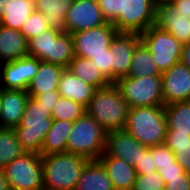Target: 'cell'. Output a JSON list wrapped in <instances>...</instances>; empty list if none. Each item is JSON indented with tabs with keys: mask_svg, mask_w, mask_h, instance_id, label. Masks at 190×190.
Segmentation results:
<instances>
[{
	"mask_svg": "<svg viewBox=\"0 0 190 190\" xmlns=\"http://www.w3.org/2000/svg\"><path fill=\"white\" fill-rule=\"evenodd\" d=\"M107 132L87 113L73 122L66 143V152L89 160H98L105 152Z\"/></svg>",
	"mask_w": 190,
	"mask_h": 190,
	"instance_id": "5",
	"label": "cell"
},
{
	"mask_svg": "<svg viewBox=\"0 0 190 190\" xmlns=\"http://www.w3.org/2000/svg\"><path fill=\"white\" fill-rule=\"evenodd\" d=\"M0 190H11L2 168H0Z\"/></svg>",
	"mask_w": 190,
	"mask_h": 190,
	"instance_id": "46",
	"label": "cell"
},
{
	"mask_svg": "<svg viewBox=\"0 0 190 190\" xmlns=\"http://www.w3.org/2000/svg\"><path fill=\"white\" fill-rule=\"evenodd\" d=\"M138 33L118 32L112 39L111 49V83L129 74L132 56L140 43Z\"/></svg>",
	"mask_w": 190,
	"mask_h": 190,
	"instance_id": "12",
	"label": "cell"
},
{
	"mask_svg": "<svg viewBox=\"0 0 190 190\" xmlns=\"http://www.w3.org/2000/svg\"><path fill=\"white\" fill-rule=\"evenodd\" d=\"M167 129L190 135V101L165 105Z\"/></svg>",
	"mask_w": 190,
	"mask_h": 190,
	"instance_id": "27",
	"label": "cell"
},
{
	"mask_svg": "<svg viewBox=\"0 0 190 190\" xmlns=\"http://www.w3.org/2000/svg\"><path fill=\"white\" fill-rule=\"evenodd\" d=\"M139 35L161 73L180 62L183 45L169 32L152 25Z\"/></svg>",
	"mask_w": 190,
	"mask_h": 190,
	"instance_id": "8",
	"label": "cell"
},
{
	"mask_svg": "<svg viewBox=\"0 0 190 190\" xmlns=\"http://www.w3.org/2000/svg\"><path fill=\"white\" fill-rule=\"evenodd\" d=\"M134 168L136 175H146L150 172L156 171V166L149 148L144 153H141V157Z\"/></svg>",
	"mask_w": 190,
	"mask_h": 190,
	"instance_id": "39",
	"label": "cell"
},
{
	"mask_svg": "<svg viewBox=\"0 0 190 190\" xmlns=\"http://www.w3.org/2000/svg\"><path fill=\"white\" fill-rule=\"evenodd\" d=\"M65 68L48 62H40L37 74L28 87L29 96L43 94L52 90H58L61 73Z\"/></svg>",
	"mask_w": 190,
	"mask_h": 190,
	"instance_id": "22",
	"label": "cell"
},
{
	"mask_svg": "<svg viewBox=\"0 0 190 190\" xmlns=\"http://www.w3.org/2000/svg\"><path fill=\"white\" fill-rule=\"evenodd\" d=\"M95 91V87L81 81L68 71L67 68L61 73L58 85V93L61 97L81 103L87 107Z\"/></svg>",
	"mask_w": 190,
	"mask_h": 190,
	"instance_id": "20",
	"label": "cell"
},
{
	"mask_svg": "<svg viewBox=\"0 0 190 190\" xmlns=\"http://www.w3.org/2000/svg\"><path fill=\"white\" fill-rule=\"evenodd\" d=\"M67 70L81 81L92 85L96 89L104 88L111 84L89 58L74 56L69 63Z\"/></svg>",
	"mask_w": 190,
	"mask_h": 190,
	"instance_id": "26",
	"label": "cell"
},
{
	"mask_svg": "<svg viewBox=\"0 0 190 190\" xmlns=\"http://www.w3.org/2000/svg\"><path fill=\"white\" fill-rule=\"evenodd\" d=\"M61 31L49 27L41 34L28 40V56L39 61L52 63L53 42Z\"/></svg>",
	"mask_w": 190,
	"mask_h": 190,
	"instance_id": "28",
	"label": "cell"
},
{
	"mask_svg": "<svg viewBox=\"0 0 190 190\" xmlns=\"http://www.w3.org/2000/svg\"><path fill=\"white\" fill-rule=\"evenodd\" d=\"M175 155L176 161L190 174V142L184 145H166Z\"/></svg>",
	"mask_w": 190,
	"mask_h": 190,
	"instance_id": "37",
	"label": "cell"
},
{
	"mask_svg": "<svg viewBox=\"0 0 190 190\" xmlns=\"http://www.w3.org/2000/svg\"><path fill=\"white\" fill-rule=\"evenodd\" d=\"M118 30L111 22L99 27L72 33L74 56L82 58H93L110 48L112 39Z\"/></svg>",
	"mask_w": 190,
	"mask_h": 190,
	"instance_id": "10",
	"label": "cell"
},
{
	"mask_svg": "<svg viewBox=\"0 0 190 190\" xmlns=\"http://www.w3.org/2000/svg\"><path fill=\"white\" fill-rule=\"evenodd\" d=\"M28 98L26 90L1 89L0 128H14L19 124Z\"/></svg>",
	"mask_w": 190,
	"mask_h": 190,
	"instance_id": "17",
	"label": "cell"
},
{
	"mask_svg": "<svg viewBox=\"0 0 190 190\" xmlns=\"http://www.w3.org/2000/svg\"><path fill=\"white\" fill-rule=\"evenodd\" d=\"M25 150L17 140L13 128H0V168L23 155Z\"/></svg>",
	"mask_w": 190,
	"mask_h": 190,
	"instance_id": "30",
	"label": "cell"
},
{
	"mask_svg": "<svg viewBox=\"0 0 190 190\" xmlns=\"http://www.w3.org/2000/svg\"><path fill=\"white\" fill-rule=\"evenodd\" d=\"M65 18L66 32L70 34L107 23L96 0H74Z\"/></svg>",
	"mask_w": 190,
	"mask_h": 190,
	"instance_id": "13",
	"label": "cell"
},
{
	"mask_svg": "<svg viewBox=\"0 0 190 190\" xmlns=\"http://www.w3.org/2000/svg\"><path fill=\"white\" fill-rule=\"evenodd\" d=\"M147 149L148 147L141 144L123 129L107 132L105 152L101 156L117 157L135 167L141 153H144Z\"/></svg>",
	"mask_w": 190,
	"mask_h": 190,
	"instance_id": "15",
	"label": "cell"
},
{
	"mask_svg": "<svg viewBox=\"0 0 190 190\" xmlns=\"http://www.w3.org/2000/svg\"><path fill=\"white\" fill-rule=\"evenodd\" d=\"M74 190H114L107 171L99 160H89Z\"/></svg>",
	"mask_w": 190,
	"mask_h": 190,
	"instance_id": "23",
	"label": "cell"
},
{
	"mask_svg": "<svg viewBox=\"0 0 190 190\" xmlns=\"http://www.w3.org/2000/svg\"><path fill=\"white\" fill-rule=\"evenodd\" d=\"M74 58L73 38L69 32H61L53 42L52 64L67 68Z\"/></svg>",
	"mask_w": 190,
	"mask_h": 190,
	"instance_id": "31",
	"label": "cell"
},
{
	"mask_svg": "<svg viewBox=\"0 0 190 190\" xmlns=\"http://www.w3.org/2000/svg\"><path fill=\"white\" fill-rule=\"evenodd\" d=\"M124 130L148 148L164 144L167 133L165 107L130 108Z\"/></svg>",
	"mask_w": 190,
	"mask_h": 190,
	"instance_id": "3",
	"label": "cell"
},
{
	"mask_svg": "<svg viewBox=\"0 0 190 190\" xmlns=\"http://www.w3.org/2000/svg\"><path fill=\"white\" fill-rule=\"evenodd\" d=\"M35 57L25 56L17 60L0 63V88L5 90H28L39 69Z\"/></svg>",
	"mask_w": 190,
	"mask_h": 190,
	"instance_id": "11",
	"label": "cell"
},
{
	"mask_svg": "<svg viewBox=\"0 0 190 190\" xmlns=\"http://www.w3.org/2000/svg\"><path fill=\"white\" fill-rule=\"evenodd\" d=\"M180 61L190 69V43L182 46Z\"/></svg>",
	"mask_w": 190,
	"mask_h": 190,
	"instance_id": "45",
	"label": "cell"
},
{
	"mask_svg": "<svg viewBox=\"0 0 190 190\" xmlns=\"http://www.w3.org/2000/svg\"><path fill=\"white\" fill-rule=\"evenodd\" d=\"M164 106L190 101V69L181 61L161 73Z\"/></svg>",
	"mask_w": 190,
	"mask_h": 190,
	"instance_id": "14",
	"label": "cell"
},
{
	"mask_svg": "<svg viewBox=\"0 0 190 190\" xmlns=\"http://www.w3.org/2000/svg\"><path fill=\"white\" fill-rule=\"evenodd\" d=\"M173 35L182 45L190 43V15L176 12L170 3H157L155 24Z\"/></svg>",
	"mask_w": 190,
	"mask_h": 190,
	"instance_id": "16",
	"label": "cell"
},
{
	"mask_svg": "<svg viewBox=\"0 0 190 190\" xmlns=\"http://www.w3.org/2000/svg\"><path fill=\"white\" fill-rule=\"evenodd\" d=\"M156 0H122L121 12L111 22L118 32L142 33L155 24Z\"/></svg>",
	"mask_w": 190,
	"mask_h": 190,
	"instance_id": "9",
	"label": "cell"
},
{
	"mask_svg": "<svg viewBox=\"0 0 190 190\" xmlns=\"http://www.w3.org/2000/svg\"><path fill=\"white\" fill-rule=\"evenodd\" d=\"M28 56V40L20 30L0 25V63Z\"/></svg>",
	"mask_w": 190,
	"mask_h": 190,
	"instance_id": "21",
	"label": "cell"
},
{
	"mask_svg": "<svg viewBox=\"0 0 190 190\" xmlns=\"http://www.w3.org/2000/svg\"><path fill=\"white\" fill-rule=\"evenodd\" d=\"M34 11V0H0V25L20 30Z\"/></svg>",
	"mask_w": 190,
	"mask_h": 190,
	"instance_id": "19",
	"label": "cell"
},
{
	"mask_svg": "<svg viewBox=\"0 0 190 190\" xmlns=\"http://www.w3.org/2000/svg\"><path fill=\"white\" fill-rule=\"evenodd\" d=\"M48 28L49 26L46 17L41 12L34 11L30 16L27 17L21 26L20 32L27 40H30Z\"/></svg>",
	"mask_w": 190,
	"mask_h": 190,
	"instance_id": "33",
	"label": "cell"
},
{
	"mask_svg": "<svg viewBox=\"0 0 190 190\" xmlns=\"http://www.w3.org/2000/svg\"><path fill=\"white\" fill-rule=\"evenodd\" d=\"M190 135L174 132L173 130L167 129L164 144L165 145H184L189 144Z\"/></svg>",
	"mask_w": 190,
	"mask_h": 190,
	"instance_id": "43",
	"label": "cell"
},
{
	"mask_svg": "<svg viewBox=\"0 0 190 190\" xmlns=\"http://www.w3.org/2000/svg\"><path fill=\"white\" fill-rule=\"evenodd\" d=\"M130 108L164 106L161 75L122 77L114 83Z\"/></svg>",
	"mask_w": 190,
	"mask_h": 190,
	"instance_id": "6",
	"label": "cell"
},
{
	"mask_svg": "<svg viewBox=\"0 0 190 190\" xmlns=\"http://www.w3.org/2000/svg\"><path fill=\"white\" fill-rule=\"evenodd\" d=\"M97 69L111 82V49L108 48L106 52L94 55L91 58Z\"/></svg>",
	"mask_w": 190,
	"mask_h": 190,
	"instance_id": "38",
	"label": "cell"
},
{
	"mask_svg": "<svg viewBox=\"0 0 190 190\" xmlns=\"http://www.w3.org/2000/svg\"><path fill=\"white\" fill-rule=\"evenodd\" d=\"M0 105H1V88H0ZM0 114H1V110H0Z\"/></svg>",
	"mask_w": 190,
	"mask_h": 190,
	"instance_id": "48",
	"label": "cell"
},
{
	"mask_svg": "<svg viewBox=\"0 0 190 190\" xmlns=\"http://www.w3.org/2000/svg\"><path fill=\"white\" fill-rule=\"evenodd\" d=\"M157 171L165 183L168 179L181 178V175L185 173L184 169L177 161L172 165L160 166Z\"/></svg>",
	"mask_w": 190,
	"mask_h": 190,
	"instance_id": "40",
	"label": "cell"
},
{
	"mask_svg": "<svg viewBox=\"0 0 190 190\" xmlns=\"http://www.w3.org/2000/svg\"><path fill=\"white\" fill-rule=\"evenodd\" d=\"M53 120L47 108L34 97L29 96L22 119L13 128L17 140L25 152L40 154L42 144Z\"/></svg>",
	"mask_w": 190,
	"mask_h": 190,
	"instance_id": "4",
	"label": "cell"
},
{
	"mask_svg": "<svg viewBox=\"0 0 190 190\" xmlns=\"http://www.w3.org/2000/svg\"><path fill=\"white\" fill-rule=\"evenodd\" d=\"M11 190H44L41 155L25 152L2 168Z\"/></svg>",
	"mask_w": 190,
	"mask_h": 190,
	"instance_id": "7",
	"label": "cell"
},
{
	"mask_svg": "<svg viewBox=\"0 0 190 190\" xmlns=\"http://www.w3.org/2000/svg\"><path fill=\"white\" fill-rule=\"evenodd\" d=\"M172 0H156L157 3H170Z\"/></svg>",
	"mask_w": 190,
	"mask_h": 190,
	"instance_id": "47",
	"label": "cell"
},
{
	"mask_svg": "<svg viewBox=\"0 0 190 190\" xmlns=\"http://www.w3.org/2000/svg\"><path fill=\"white\" fill-rule=\"evenodd\" d=\"M35 11L41 12L48 26L66 32V13L74 0H34Z\"/></svg>",
	"mask_w": 190,
	"mask_h": 190,
	"instance_id": "24",
	"label": "cell"
},
{
	"mask_svg": "<svg viewBox=\"0 0 190 190\" xmlns=\"http://www.w3.org/2000/svg\"><path fill=\"white\" fill-rule=\"evenodd\" d=\"M165 188L166 183L156 170L146 175H136L132 190H162Z\"/></svg>",
	"mask_w": 190,
	"mask_h": 190,
	"instance_id": "34",
	"label": "cell"
},
{
	"mask_svg": "<svg viewBox=\"0 0 190 190\" xmlns=\"http://www.w3.org/2000/svg\"><path fill=\"white\" fill-rule=\"evenodd\" d=\"M153 75H161V72L155 65L149 50L142 42H140L133 52L131 68L128 76L139 78Z\"/></svg>",
	"mask_w": 190,
	"mask_h": 190,
	"instance_id": "29",
	"label": "cell"
},
{
	"mask_svg": "<svg viewBox=\"0 0 190 190\" xmlns=\"http://www.w3.org/2000/svg\"><path fill=\"white\" fill-rule=\"evenodd\" d=\"M87 113L86 106L81 103L60 97L53 106L51 117L56 120L76 121Z\"/></svg>",
	"mask_w": 190,
	"mask_h": 190,
	"instance_id": "32",
	"label": "cell"
},
{
	"mask_svg": "<svg viewBox=\"0 0 190 190\" xmlns=\"http://www.w3.org/2000/svg\"><path fill=\"white\" fill-rule=\"evenodd\" d=\"M58 90H52L43 94L36 95L34 98L39 101L51 113L53 106L60 99Z\"/></svg>",
	"mask_w": 190,
	"mask_h": 190,
	"instance_id": "41",
	"label": "cell"
},
{
	"mask_svg": "<svg viewBox=\"0 0 190 190\" xmlns=\"http://www.w3.org/2000/svg\"><path fill=\"white\" fill-rule=\"evenodd\" d=\"M44 190H74L88 158L72 153L41 156Z\"/></svg>",
	"mask_w": 190,
	"mask_h": 190,
	"instance_id": "2",
	"label": "cell"
},
{
	"mask_svg": "<svg viewBox=\"0 0 190 190\" xmlns=\"http://www.w3.org/2000/svg\"><path fill=\"white\" fill-rule=\"evenodd\" d=\"M72 126V121L54 119L42 144L40 155L45 156L52 153H65L67 138Z\"/></svg>",
	"mask_w": 190,
	"mask_h": 190,
	"instance_id": "25",
	"label": "cell"
},
{
	"mask_svg": "<svg viewBox=\"0 0 190 190\" xmlns=\"http://www.w3.org/2000/svg\"><path fill=\"white\" fill-rule=\"evenodd\" d=\"M107 22H112L121 12L122 0H96Z\"/></svg>",
	"mask_w": 190,
	"mask_h": 190,
	"instance_id": "36",
	"label": "cell"
},
{
	"mask_svg": "<svg viewBox=\"0 0 190 190\" xmlns=\"http://www.w3.org/2000/svg\"><path fill=\"white\" fill-rule=\"evenodd\" d=\"M149 150L151 151L156 170L160 166L172 165L176 161L173 151L165 144L149 147Z\"/></svg>",
	"mask_w": 190,
	"mask_h": 190,
	"instance_id": "35",
	"label": "cell"
},
{
	"mask_svg": "<svg viewBox=\"0 0 190 190\" xmlns=\"http://www.w3.org/2000/svg\"><path fill=\"white\" fill-rule=\"evenodd\" d=\"M129 109L130 107L114 83L96 89L86 107L87 114L95 119L106 132L123 130Z\"/></svg>",
	"mask_w": 190,
	"mask_h": 190,
	"instance_id": "1",
	"label": "cell"
},
{
	"mask_svg": "<svg viewBox=\"0 0 190 190\" xmlns=\"http://www.w3.org/2000/svg\"><path fill=\"white\" fill-rule=\"evenodd\" d=\"M166 190H190V174L184 173L181 178L168 179Z\"/></svg>",
	"mask_w": 190,
	"mask_h": 190,
	"instance_id": "42",
	"label": "cell"
},
{
	"mask_svg": "<svg viewBox=\"0 0 190 190\" xmlns=\"http://www.w3.org/2000/svg\"><path fill=\"white\" fill-rule=\"evenodd\" d=\"M98 160L106 169L114 190H132L136 179L134 166L112 156H100Z\"/></svg>",
	"mask_w": 190,
	"mask_h": 190,
	"instance_id": "18",
	"label": "cell"
},
{
	"mask_svg": "<svg viewBox=\"0 0 190 190\" xmlns=\"http://www.w3.org/2000/svg\"><path fill=\"white\" fill-rule=\"evenodd\" d=\"M170 4L175 8L176 12L190 15V0H172Z\"/></svg>",
	"mask_w": 190,
	"mask_h": 190,
	"instance_id": "44",
	"label": "cell"
}]
</instances>
